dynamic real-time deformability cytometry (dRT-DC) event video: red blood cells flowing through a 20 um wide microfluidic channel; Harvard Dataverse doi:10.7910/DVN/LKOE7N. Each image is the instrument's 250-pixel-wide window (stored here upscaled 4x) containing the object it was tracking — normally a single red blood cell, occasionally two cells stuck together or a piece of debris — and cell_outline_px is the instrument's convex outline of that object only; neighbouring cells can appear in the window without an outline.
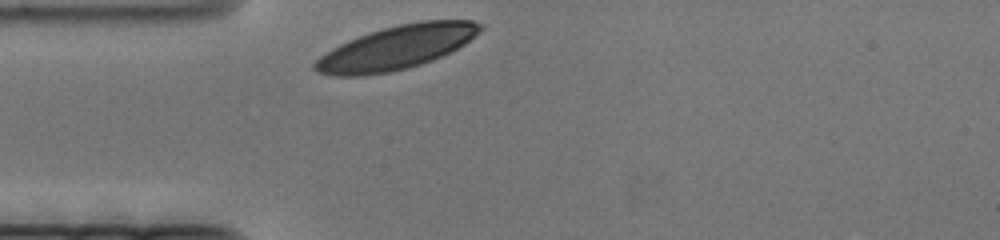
{"species": "human", "species_latin": "Homo sapiens", "temperature_condition": "cold", "stored_images_in_passage": 43, "camera_frame_rate_fps": 3000, "um_per_image_px": 0.085, "donor": {"sex": "female"}, "frame": {"image": 1, "passage_image": 1, "time_ms": 0.0, "image_size_px": [1000, 240], "cell_outline_px": [[484, 28], [476, 36], [464, 44], [432, 60], [408, 68], [388, 72], [364, 76], [332, 76], [316, 72], [312, 68], [312, 64], [320, 56], [332, 48], [348, 40], [384, 28], [400, 24], [420, 20], [472, 20], [484, 24]], "centroid_in_image_um": [33.7, 4.04], "position_along_channel_um": 51.3, "area_um2": 42.02}}
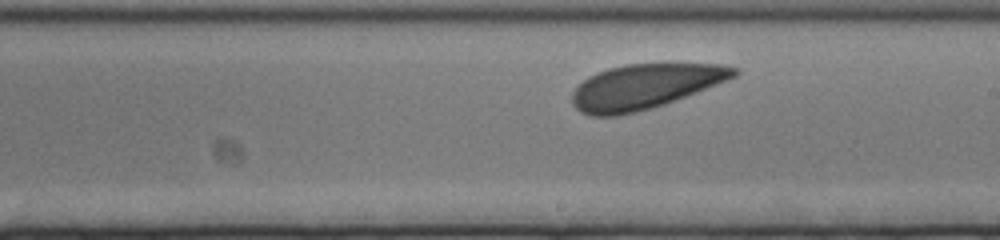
{"frame": {"image": 2, "passage_image": 25, "time_ms": 8.0, "image_size_px": [1000, 240], "cell_outline_px": [[740, 72], [736, 76], [728, 80], [664, 104], [652, 108], [620, 116], [588, 116], [580, 112], [572, 104], [572, 92], [588, 76], [596, 72], [608, 68], [628, 64], [720, 64], [740, 68]], "centroid_in_image_um": [54.8, 7.36], "position_along_channel_um": 234.2, "area_um2": 42.25}}
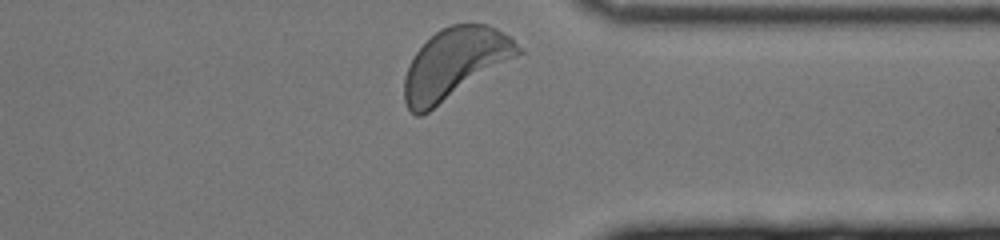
{"frame": {"image": 3, "passage_image": 43, "time_ms": 14.0, "image_size_px": [1000, 240], "cell_outline_px": [[524, 52], [428, 112], [420, 116], [416, 116], [408, 108], [404, 100], [404, 76], [408, 64], [416, 52], [440, 28], [452, 24], [488, 24], [496, 28], [508, 36], [524, 48]], "centroid_in_image_um": [38.66, 5.4], "position_along_channel_um": 372.7, "area_um2": 46.36}}